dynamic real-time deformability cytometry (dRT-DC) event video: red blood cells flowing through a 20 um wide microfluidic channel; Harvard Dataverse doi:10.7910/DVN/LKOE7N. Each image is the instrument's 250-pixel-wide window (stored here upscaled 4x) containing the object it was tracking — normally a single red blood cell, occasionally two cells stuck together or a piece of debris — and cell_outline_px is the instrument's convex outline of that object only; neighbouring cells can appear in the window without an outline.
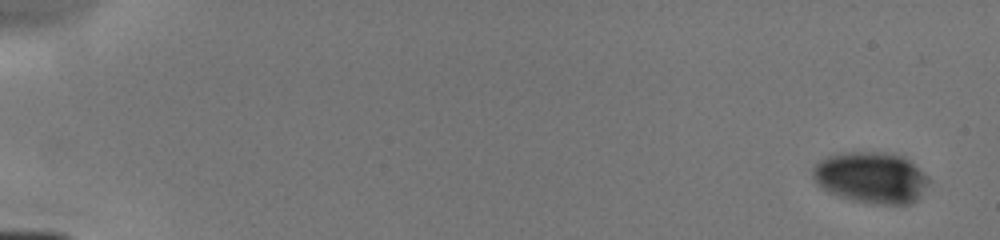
{"species": "human", "species_latin": "Homo sapiens", "temperature_condition": "cold", "stored_images_in_passage": 8, "camera_frame_rate_fps": 3000, "um_per_image_px": 0.085, "donor": {"sex": "male"}, "frame": {"image": 1, "passage_image": 1, "time_ms": 0.0, "image_size_px": [1000, 240], "cell_outline_px": [[932, 180], [920, 196], [916, 200], [908, 204], [872, 204], [852, 200], [828, 192], [816, 184], [812, 176], [812, 168], [820, 160], [828, 156], [844, 152], [892, 152], [904, 156], [928, 176]], "centroid_in_image_um": [74.06, 15.09], "position_along_channel_um": 10.9, "area_um2": 35.03}}
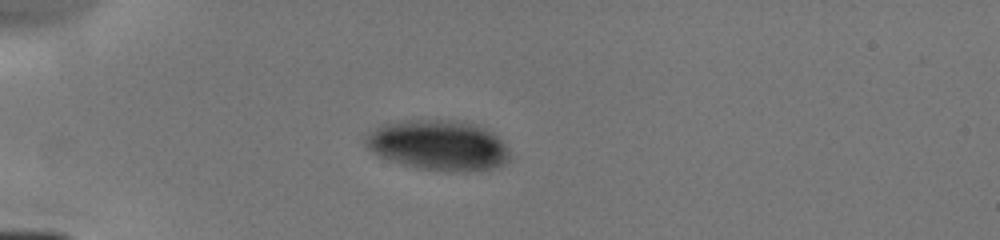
{"frame": {"image": 2, "passage_image": 6, "time_ms": 4.333, "image_size_px": [1000, 240], "cell_outline_px": [[512, 156], [504, 164], [492, 168], [464, 172], [452, 172], [420, 168], [388, 160], [372, 152], [364, 144], [364, 136], [368, 132], [384, 124], [408, 120], [456, 120], [476, 124], [488, 128], [500, 136], [508, 148]], "centroid_in_image_um": [37.31, 12.34], "position_along_channel_um": 47.7, "area_um2": 42.71}}